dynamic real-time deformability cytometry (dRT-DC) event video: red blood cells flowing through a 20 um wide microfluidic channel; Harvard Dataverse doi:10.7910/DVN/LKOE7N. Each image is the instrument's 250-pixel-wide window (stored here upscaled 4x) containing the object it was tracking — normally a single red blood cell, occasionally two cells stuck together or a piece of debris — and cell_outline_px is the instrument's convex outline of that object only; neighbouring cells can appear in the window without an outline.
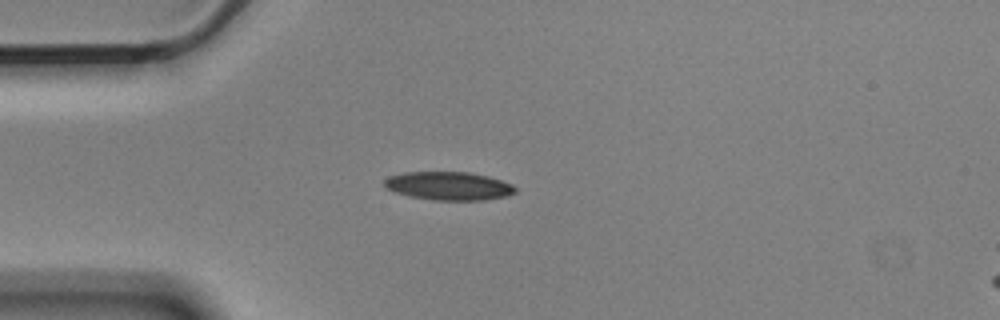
{"species": "Egyptian fruit bat (a non-hibernating species)", "species_latin": "Rousettus aegyptiacus", "temperature_condition": "cold", "stored_images_in_passage": 8, "camera_frame_rate_fps": 3000, "um_per_image_px": 0.085, "animal": {"sex": "male"}, "frame": {"image": 1, "passage_image": 1, "time_ms": 0.0, "image_size_px": [1000, 320], "cell_outline_px": [[516, 192], [508, 196], [484, 200], [432, 200], [408, 196], [384, 188], [384, 180], [388, 176], [404, 172], [468, 172], [488, 176], [512, 184], [516, 188]], "centroid_in_image_um": [38.12, 15.81], "position_along_channel_um": 46.9, "area_um2": 21.79}}
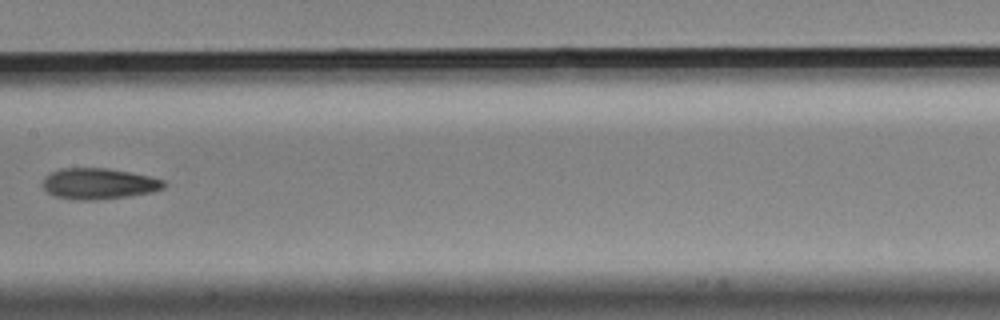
{"frame": {"image": 2, "passage_image": 5, "time_ms": 1.333, "image_size_px": [1000, 320], "cell_outline_px": [[164, 188], [152, 192], [128, 196], [92, 200], [84, 200], [56, 196], [48, 192], [40, 184], [44, 176], [60, 168], [108, 168], [148, 176], [164, 180]], "centroid_in_image_um": [8.36, 15.6], "position_along_channel_um": 199.0, "area_um2": 21.68}}
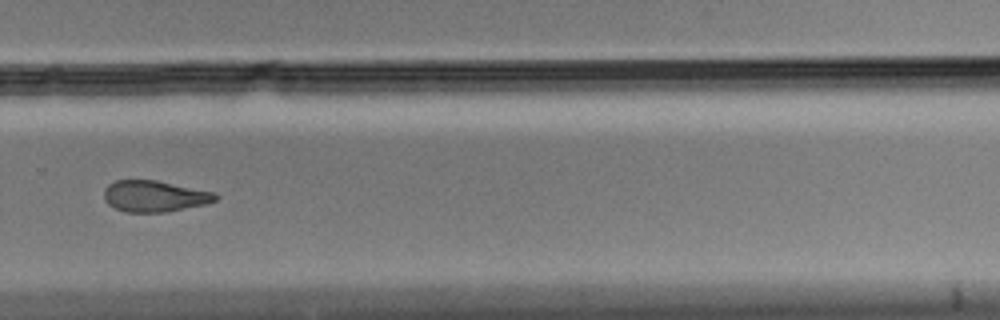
{"frame": {"image": 3, "passage_image": 8, "time_ms": 2.333, "image_size_px": [1000, 320], "cell_outline_px": [[216, 200], [204, 204], [168, 212], [124, 212], [108, 204], [104, 200], [104, 188], [108, 184], [116, 180], [156, 180], [216, 192]], "centroid_in_image_um": [13.11, 16.67], "position_along_channel_um": 316.7, "area_um2": 20.35}}